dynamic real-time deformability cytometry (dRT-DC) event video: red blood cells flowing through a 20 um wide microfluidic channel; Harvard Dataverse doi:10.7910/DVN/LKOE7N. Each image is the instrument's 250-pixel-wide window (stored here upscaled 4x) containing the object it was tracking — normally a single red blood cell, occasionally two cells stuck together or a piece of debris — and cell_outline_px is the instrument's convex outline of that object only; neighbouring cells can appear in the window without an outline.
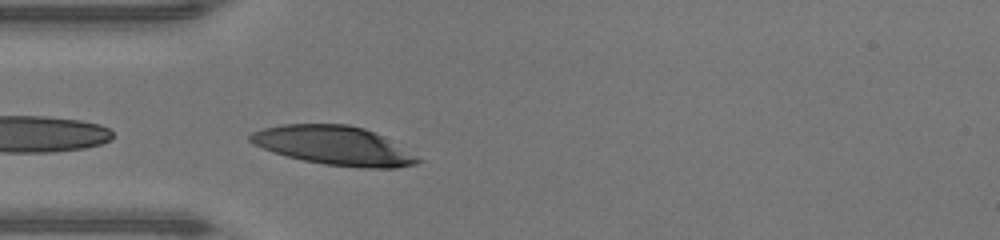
{"species": "human", "species_latin": "Homo sapiens", "temperature_condition": "warm", "stored_images_in_passage": 15, "camera_frame_rate_fps": 3000, "um_per_image_px": 0.085, "donor": {"sex": "male"}, "frame": {"image": 1, "passage_image": 1, "time_ms": 0.0, "image_size_px": [1000, 240], "cell_outline_px": [[424, 160], [416, 164], [396, 168], [360, 168], [324, 164], [304, 160], [272, 152], [252, 144], [248, 140], [248, 136], [252, 132], [264, 128], [284, 124], [348, 124], [364, 128], [380, 136]], "centroid_in_image_um": [28.34, 12.38], "position_along_channel_um": 56.7, "area_um2": 37.63}}
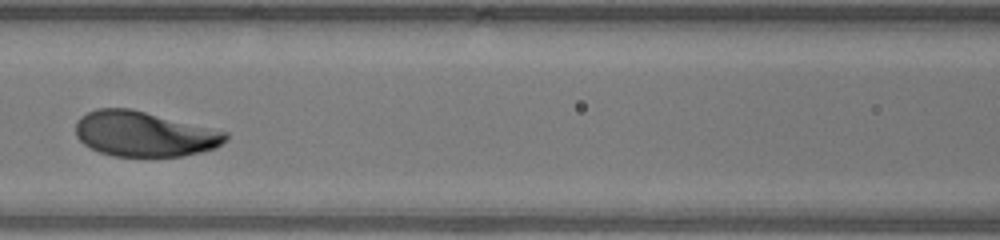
{"frame": {"image": 2, "passage_image": 8, "time_ms": 2.333, "image_size_px": [1000, 240], "cell_outline_px": [[228, 136], [216, 148], [184, 156], [112, 156], [100, 152], [84, 144], [76, 136], [76, 120], [80, 116], [96, 108], [132, 108], [228, 132]], "centroid_in_image_um": [12.24, 11.37], "position_along_channel_um": 154.4, "area_um2": 39.48}}
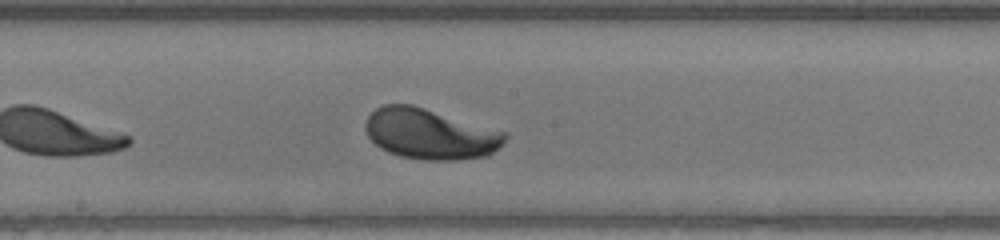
{"frame": {"image": 3, "passage_image": 12, "time_ms": 3.667, "image_size_px": [1000, 240], "cell_outline_px": [[508, 136], [488, 156], [456, 160], [424, 160], [400, 156], [388, 152], [380, 148], [368, 136], [364, 128], [364, 124], [368, 116], [376, 108], [384, 104], [412, 104], [508, 132]], "centroid_in_image_um": [36.54, 11.38], "position_along_channel_um": 211.7, "area_um2": 41.21}}